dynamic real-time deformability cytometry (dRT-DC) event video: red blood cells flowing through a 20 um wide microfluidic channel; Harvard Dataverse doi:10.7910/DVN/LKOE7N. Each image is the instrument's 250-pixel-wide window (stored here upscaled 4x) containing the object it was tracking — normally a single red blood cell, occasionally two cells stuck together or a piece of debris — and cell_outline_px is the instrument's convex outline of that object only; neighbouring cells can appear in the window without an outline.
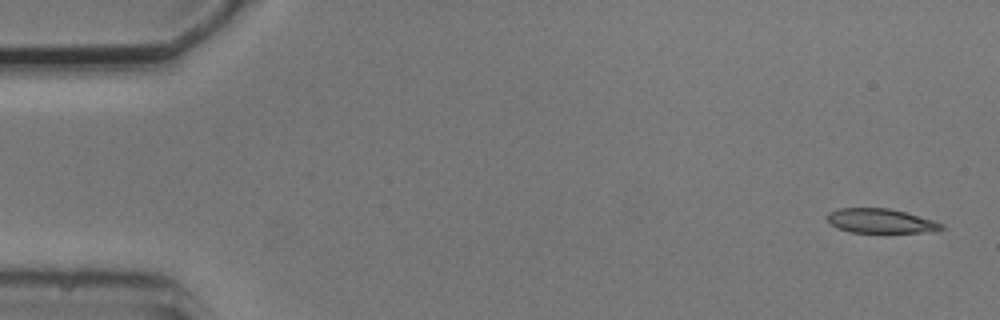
{"species": "common noctule bat (a hibernating species)", "species_latin": "Nyctalus noctula", "temperature_condition": "cold", "stored_images_in_passage": 5, "camera_frame_rate_fps": 3000, "um_per_image_px": 0.085, "animal": {"sex": "male", "body_mass_g": 20.5, "forearm_length_mm": 52.5}, "frame": {"image": 1, "passage_image": 1, "time_ms": 0.0, "image_size_px": [1000, 320], "cell_outline_px": [[944, 228], [936, 232], [852, 232], [836, 228], [828, 220], [828, 212], [840, 208], [888, 208], [904, 212], [932, 220], [944, 224]], "centroid_in_image_um": [74.87, 18.78], "position_along_channel_um": 10.1, "area_um2": 16.07}}
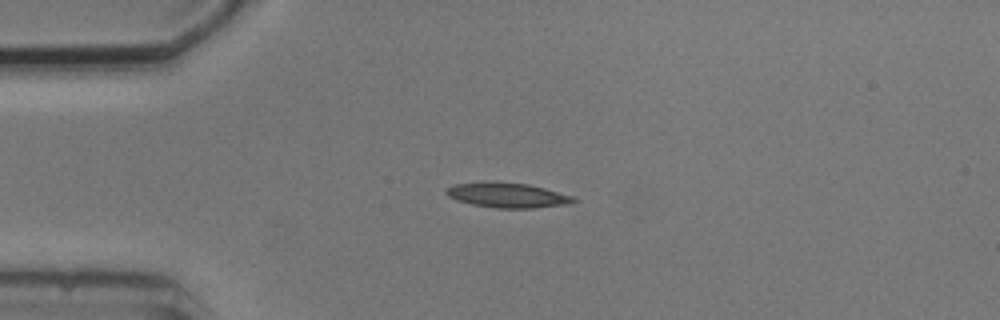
{"frame": {"image": 2, "passage_image": 4, "time_ms": 3.667, "image_size_px": [1000, 320], "cell_outline_px": [[576, 200], [572, 204], [532, 208], [496, 208], [472, 204], [456, 200], [448, 196], [444, 192], [448, 188], [456, 184], [528, 184], [544, 188], [572, 196]], "centroid_in_image_um": [43.19, 16.64], "position_along_channel_um": 41.8, "area_um2": 17.57}}